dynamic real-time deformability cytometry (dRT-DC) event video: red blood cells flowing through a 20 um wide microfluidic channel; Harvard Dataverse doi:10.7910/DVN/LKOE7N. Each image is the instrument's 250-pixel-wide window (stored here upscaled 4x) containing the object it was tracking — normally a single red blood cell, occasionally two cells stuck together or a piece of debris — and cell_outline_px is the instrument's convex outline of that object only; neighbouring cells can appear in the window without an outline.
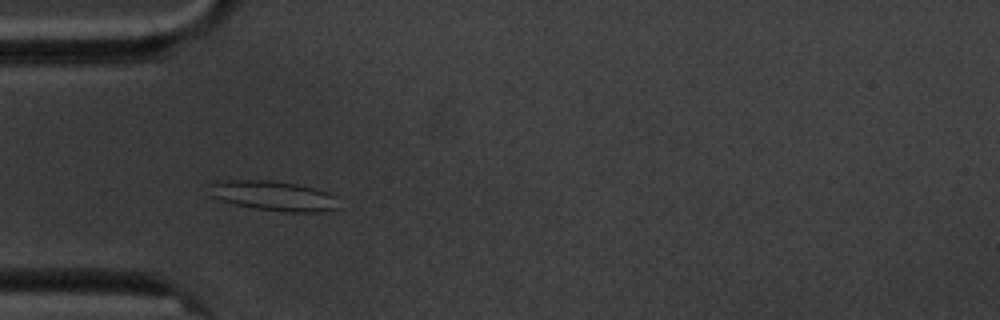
{"species": "common noctule bat (a hibernating species)", "species_latin": "Nyctalus noctula", "temperature_condition": "cold", "stored_images_in_passage": 6, "camera_frame_rate_fps": 3000, "um_per_image_px": 0.085, "animal": {"sex": "male", "body_mass_g": 20.1, "forearm_length_mm": 53.5}, "frame": {"image": 1, "passage_image": 4, "time_ms": 3.333, "image_size_px": [1000, 320], "cell_outline_px": [[340, 208], [324, 212], [284, 212], [252, 208], [220, 200], [208, 196], [208, 184], [212, 180], [272, 180], [296, 184], [328, 192], [336, 196]], "centroid_in_image_um": [23.2, 16.64], "position_along_channel_um": 61.8, "area_um2": 23.06}}